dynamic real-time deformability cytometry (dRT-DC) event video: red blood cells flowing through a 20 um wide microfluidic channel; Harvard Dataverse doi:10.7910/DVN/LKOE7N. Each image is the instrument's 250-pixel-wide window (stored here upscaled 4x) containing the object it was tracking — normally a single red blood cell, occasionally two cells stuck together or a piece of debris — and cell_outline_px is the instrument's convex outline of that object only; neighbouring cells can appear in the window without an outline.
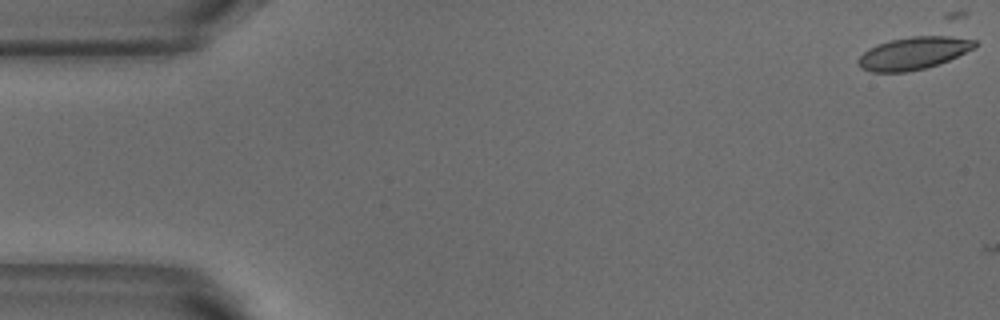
{"species": "common noctule bat (a hibernating species)", "species_latin": "Nyctalus noctula", "temperature_condition": "warm", "stored_images_in_passage": 6, "camera_frame_rate_fps": 3000, "um_per_image_px": 0.085, "animal": {"sex": "male", "body_mass_g": 18.8}, "frame": {"image": 1, "passage_image": 1, "time_ms": 0.0, "image_size_px": [1000, 320], "cell_outline_px": [[980, 44], [976, 48], [940, 64], [924, 68], [904, 72], [872, 72], [860, 68], [856, 64], [856, 60], [868, 48], [876, 44], [892, 40], [912, 36], [948, 36], [976, 40]], "centroid_in_image_um": [77.65, 4.52], "position_along_channel_um": 7.3, "area_um2": 22.31}}
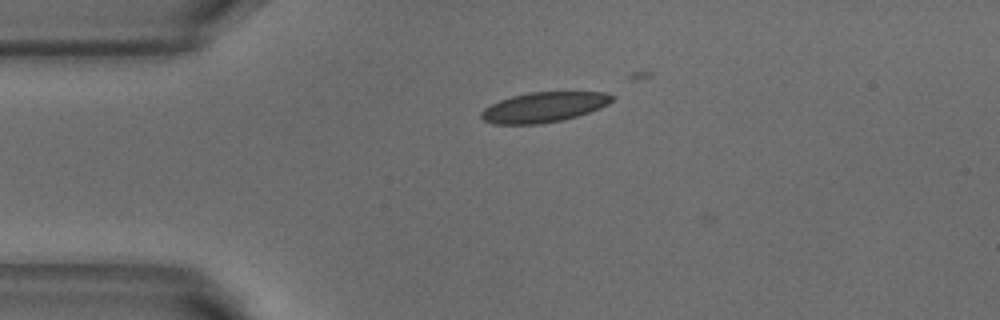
{"frame": {"image": 2, "passage_image": 4, "time_ms": 1.0, "image_size_px": [1000, 320], "cell_outline_px": [[616, 96], [608, 104], [600, 108], [564, 120], [540, 124], [492, 124], [484, 120], [480, 116], [480, 112], [484, 108], [500, 100], [512, 96], [532, 92], [604, 92]], "centroid_in_image_um": [46.22, 9.11], "position_along_channel_um": 38.8, "area_um2": 22.89}}